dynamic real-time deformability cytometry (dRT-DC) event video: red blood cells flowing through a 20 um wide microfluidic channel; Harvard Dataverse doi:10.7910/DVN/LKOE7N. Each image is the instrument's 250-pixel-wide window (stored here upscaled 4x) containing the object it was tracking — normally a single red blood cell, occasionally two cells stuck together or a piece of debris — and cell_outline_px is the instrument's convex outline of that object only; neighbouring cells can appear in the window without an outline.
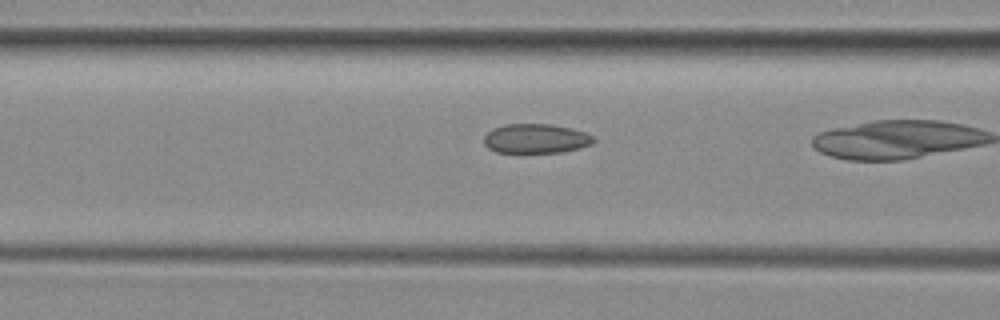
{"species": "common noctule bat (a hibernating species)", "species_latin": "Nyctalus noctula", "temperature_condition": "room temperature", "stored_images_in_passage": 16, "camera_frame_rate_fps": 3000, "um_per_image_px": 0.085, "animal": {"sex": "female", "body_mass_g": 29.2, "forearm_length_mm": 56.3}, "frame": {"image": 1, "passage_image": 14, "time_ms": 4.333, "image_size_px": [1000, 320], "cell_outline_px": [[596, 140], [592, 144], [560, 152], [496, 152], [488, 148], [484, 144], [484, 136], [492, 128], [504, 124], [552, 124], [572, 128], [584, 132], [592, 136]], "centroid_in_image_um": [45.52, 11.76], "position_along_channel_um": 121.1, "area_um2": 18.73}}